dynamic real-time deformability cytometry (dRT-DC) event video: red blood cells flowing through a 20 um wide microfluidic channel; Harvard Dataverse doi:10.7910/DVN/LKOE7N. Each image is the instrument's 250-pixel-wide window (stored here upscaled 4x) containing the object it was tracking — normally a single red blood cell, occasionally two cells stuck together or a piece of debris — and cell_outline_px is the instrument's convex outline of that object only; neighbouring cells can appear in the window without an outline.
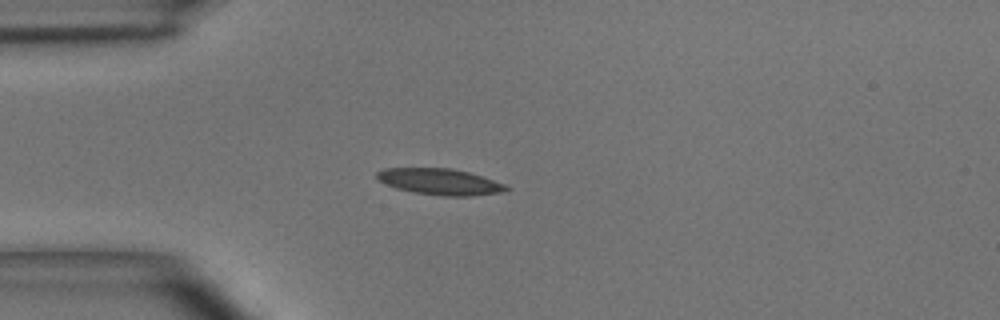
{"species": "common noctule bat (a hibernating species)", "species_latin": "Nyctalus noctula", "temperature_condition": "room temperature", "stored_images_in_passage": 37, "camera_frame_rate_fps": 3000, "um_per_image_px": 0.085, "animal": {"sex": "male", "body_mass_g": 15.6}, "frame": {"image": 1, "passage_image": 1, "time_ms": 0.0, "image_size_px": [1000, 320], "cell_outline_px": [[512, 188], [500, 192], [468, 196], [440, 196], [412, 192], [396, 188], [384, 184], [376, 180], [376, 172], [384, 168], [452, 168], [468, 172], [504, 184]], "centroid_in_image_um": [37.31, 15.44], "position_along_channel_um": 47.7, "area_um2": 19.77}}
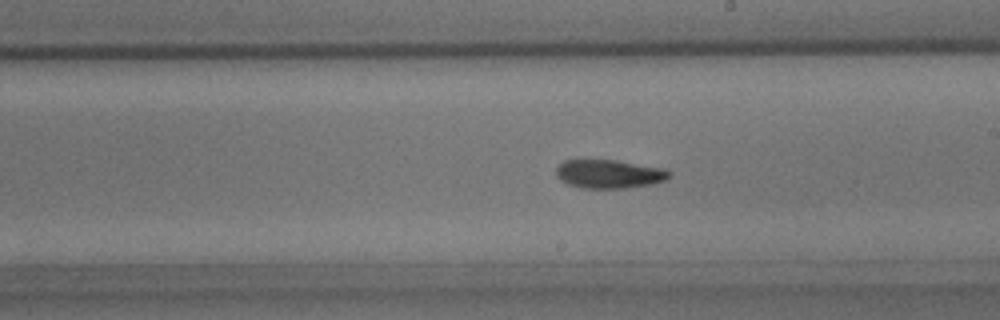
{"frame": {"image": 2, "passage_image": 16, "time_ms": 5.0, "image_size_px": [1000, 320], "cell_outline_px": [[672, 172], [664, 180], [652, 184], [624, 188], [584, 188], [568, 184], [560, 180], [556, 176], [556, 168], [564, 160], [580, 156], [616, 160], [664, 168]], "centroid_in_image_um": [51.69, 14.73], "position_along_channel_um": 237.3, "area_um2": 19.54}}
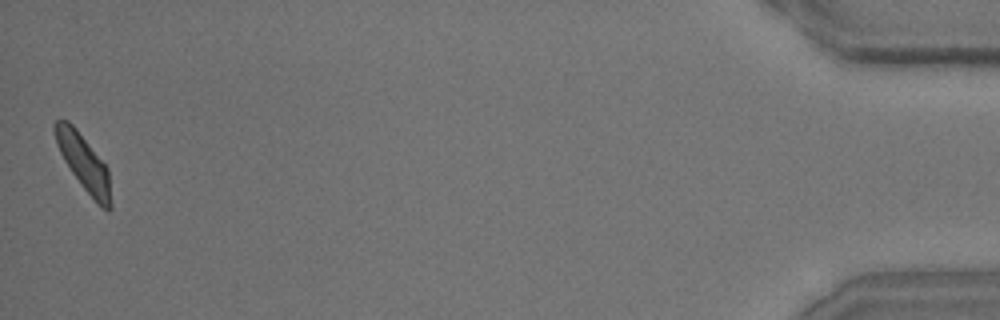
{"frame": {"image": 3, "passage_image": 37, "time_ms": 12.0, "image_size_px": [1000, 320], "cell_outline_px": [[112, 208], [108, 212], [96, 204], [72, 172], [64, 160], [56, 144], [52, 128], [52, 124], [56, 120], [68, 120], [76, 128], [108, 168], [112, 204]], "centroid_in_image_um": [7.12, 13.85], "position_along_channel_um": 428.1, "area_um2": 18.32}, "authors_computed_cell_mechanics": {"area_um2": 18.9584, "velocity_mm_per_s": 4.0374, "shape_relaxation_time_tau1_ms": 5.4084, "shape_relaxation_time_tau2_ms": 2.3531, "deformation_change_tau1": 0.1457, "deformation_change_tau2": 0.0902}}